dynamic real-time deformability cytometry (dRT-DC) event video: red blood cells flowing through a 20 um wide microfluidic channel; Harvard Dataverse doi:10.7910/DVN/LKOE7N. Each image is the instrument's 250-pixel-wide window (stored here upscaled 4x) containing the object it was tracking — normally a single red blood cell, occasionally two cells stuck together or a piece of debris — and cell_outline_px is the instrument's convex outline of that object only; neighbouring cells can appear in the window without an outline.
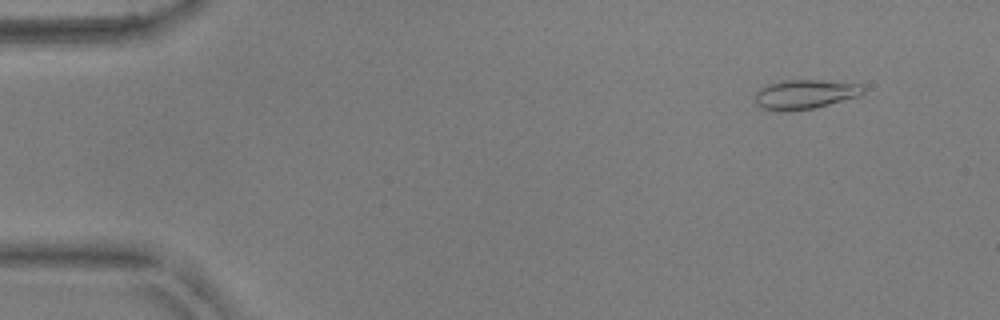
{"species": "common noctule bat (a hibernating species)", "species_latin": "Nyctalus noctula", "temperature_condition": "warm", "stored_images_in_passage": 49, "camera_frame_rate_fps": 3000, "um_per_image_px": 0.085, "animal": {"sex": "male", "body_mass_g": 17.9, "forearm_length_mm": 54.2}, "frame": {"image": 1, "passage_image": 1, "time_ms": 0.0, "image_size_px": [1000, 320], "cell_outline_px": [[864, 92], [860, 96], [816, 108], [788, 112], [776, 112], [760, 108], [756, 104], [756, 92], [760, 88], [768, 84], [784, 80], [820, 80], [860, 84], [864, 88]], "centroid_in_image_um": [68.4, 8.04], "position_along_channel_um": 16.6, "area_um2": 18.84}}
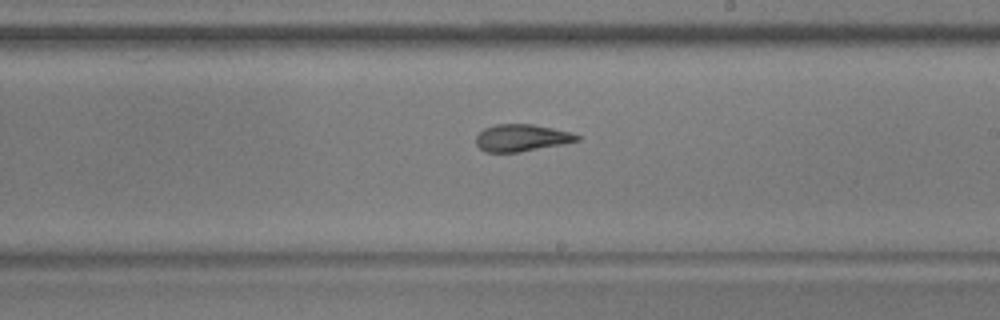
{"frame": {"image": 2, "passage_image": 27, "time_ms": 8.667, "image_size_px": [1000, 320], "cell_outline_px": [[580, 140], [564, 144], [520, 152], [484, 152], [476, 144], [476, 136], [484, 128], [496, 124], [532, 124], [572, 132], [580, 136]], "centroid_in_image_um": [44.34, 11.72], "position_along_channel_um": 244.7, "area_um2": 16.01}}
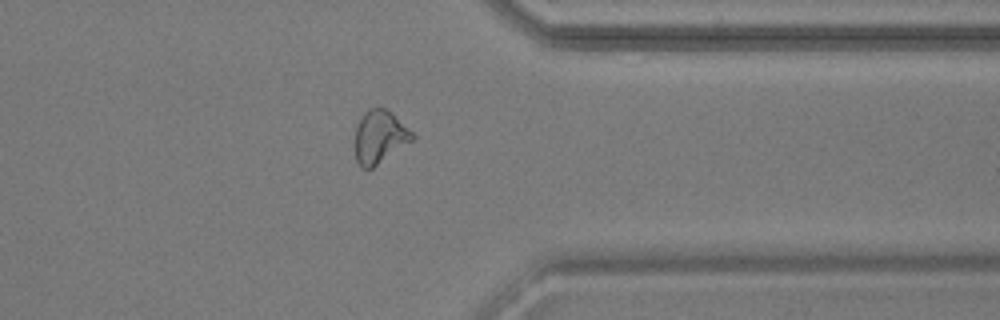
{"frame": {"image": 3, "passage_image": 38, "time_ms": 12.333, "image_size_px": [1000, 320], "cell_outline_px": [[416, 136], [412, 140], [372, 168], [360, 168], [356, 160], [356, 128], [360, 116], [368, 108], [384, 108], [412, 132]], "centroid_in_image_um": [32.23, 11.64], "position_along_channel_um": 379.2, "area_um2": 17.17}, "authors_computed_cell_mechanics": {"area_um2": 17.2822, "velocity_mm_per_s": 3.8282, "shape_relaxation_time_tau1_ms": 10.7736, "shape_relaxation_time_tau2_ms": 1.6121, "deformation_change_tau1": 0.3053, "deformation_change_tau2": 0.0761}}